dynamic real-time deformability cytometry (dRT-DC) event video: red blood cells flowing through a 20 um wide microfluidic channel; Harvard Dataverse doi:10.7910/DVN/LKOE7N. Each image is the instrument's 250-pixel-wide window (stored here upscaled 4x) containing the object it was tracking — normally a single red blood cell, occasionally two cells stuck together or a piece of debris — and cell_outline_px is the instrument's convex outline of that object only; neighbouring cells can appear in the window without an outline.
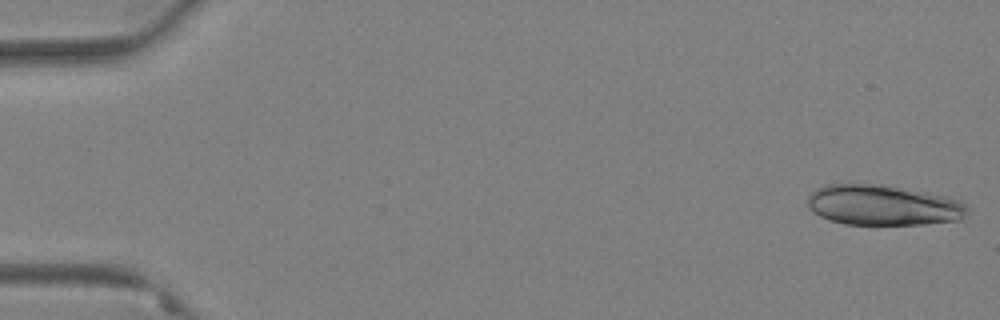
{"species": "Egyptian fruit bat (a non-hibernating species)", "species_latin": "Rousettus aegyptiacus", "temperature_condition": "warm", "stored_images_in_passage": 57, "segment_of_instrument_passage": [1, 2], "camera_frame_rate_fps": 3000, "um_per_image_px": 0.085, "animal": {"sex": "female"}, "frame": {"image": 1, "passage_image": 1, "time_ms": 0.0, "image_size_px": [1000, 320], "cell_outline_px": [[968, 208], [960, 220], [924, 224], [844, 224], [828, 220], [812, 212], [808, 208], [808, 196], [816, 188], [828, 184], [880, 184], [924, 192], [944, 196], [960, 200]], "centroid_in_image_um": [75.01, 17.44], "position_along_channel_um": 10.0, "area_um2": 37.45}}
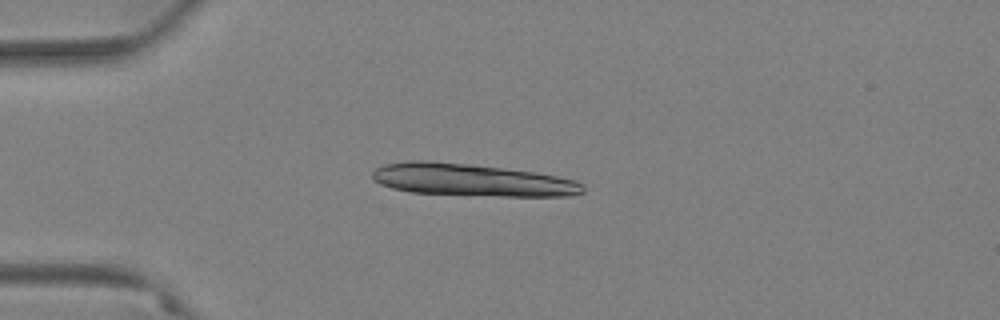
{"frame": {"image": 2, "passage_image": 15, "time_ms": 4.667, "image_size_px": [1000, 320], "cell_outline_px": [[584, 192], [568, 196], [500, 196], [412, 192], [392, 188], [380, 184], [372, 180], [372, 172], [376, 168], [384, 164], [408, 160], [428, 160], [468, 164], [532, 172], [556, 176], [576, 180], [584, 184]], "centroid_in_image_um": [40.07, 15.29], "position_along_channel_um": 44.9, "area_um2": 39.54}}